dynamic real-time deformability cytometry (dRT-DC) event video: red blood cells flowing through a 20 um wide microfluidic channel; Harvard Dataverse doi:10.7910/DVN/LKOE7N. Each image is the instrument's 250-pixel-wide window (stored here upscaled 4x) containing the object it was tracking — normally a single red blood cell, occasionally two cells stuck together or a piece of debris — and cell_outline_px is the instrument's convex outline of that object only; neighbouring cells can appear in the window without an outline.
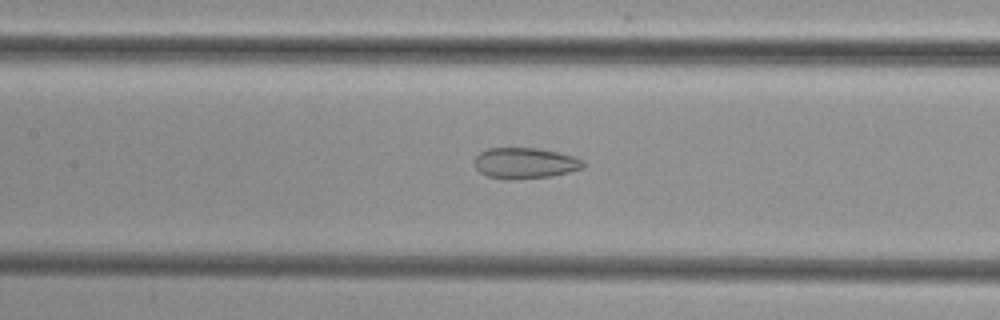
{"species": "common noctule bat (a hibernating species)", "species_latin": "Nyctalus noctula", "temperature_condition": "cold", "stored_images_in_passage": 52, "camera_frame_rate_fps": 3000, "um_per_image_px": 0.085, "animal": {"sex": "female", "body_mass_g": 29.2, "forearm_length_mm": 56.3}, "frame": {"image": 1, "passage_image": 24, "time_ms": 7.667, "image_size_px": [1000, 320], "cell_outline_px": [[584, 168], [552, 176], [504, 180], [488, 176], [480, 172], [476, 168], [472, 160], [480, 152], [488, 148], [540, 148], [576, 156], [584, 160]], "centroid_in_image_um": [44.62, 13.86], "position_along_channel_um": 162.8, "area_um2": 19.83}}
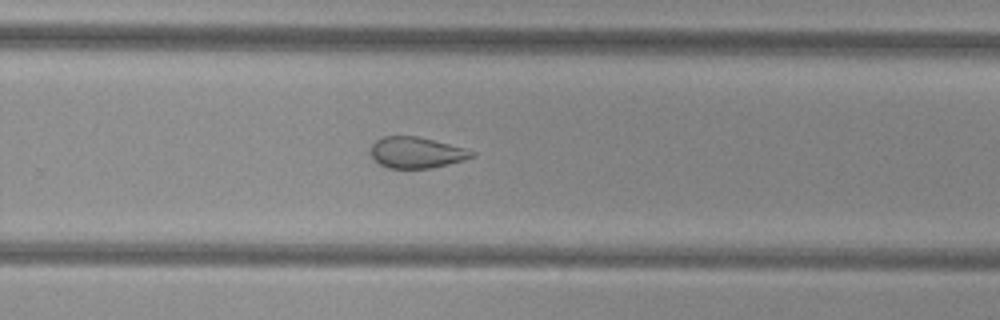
{"frame": {"image": 2, "passage_image": 34, "time_ms": 11.0, "image_size_px": [1000, 320], "cell_outline_px": [[476, 156], [464, 160], [448, 164], [428, 168], [388, 168], [380, 164], [372, 156], [372, 144], [376, 140], [384, 136], [416, 136], [464, 148], [476, 152]], "centroid_in_image_um": [35.41, 12.97], "position_along_channel_um": 294.4, "area_um2": 18.03}}
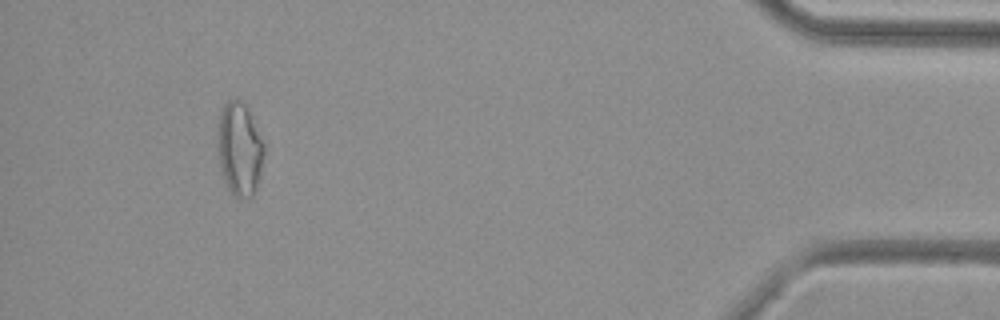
{"frame": {"image": 3, "passage_image": 48, "time_ms": 15.667, "image_size_px": [1000, 320], "cell_outline_px": [[264, 156], [256, 188], [252, 196], [248, 200], [240, 200], [228, 188], [224, 180], [220, 168], [216, 140], [220, 116], [224, 104], [228, 100], [236, 96], [244, 100], [264, 144]], "centroid_in_image_um": [20.35, 12.65], "position_along_channel_um": 414.9, "area_um2": 25.61}}